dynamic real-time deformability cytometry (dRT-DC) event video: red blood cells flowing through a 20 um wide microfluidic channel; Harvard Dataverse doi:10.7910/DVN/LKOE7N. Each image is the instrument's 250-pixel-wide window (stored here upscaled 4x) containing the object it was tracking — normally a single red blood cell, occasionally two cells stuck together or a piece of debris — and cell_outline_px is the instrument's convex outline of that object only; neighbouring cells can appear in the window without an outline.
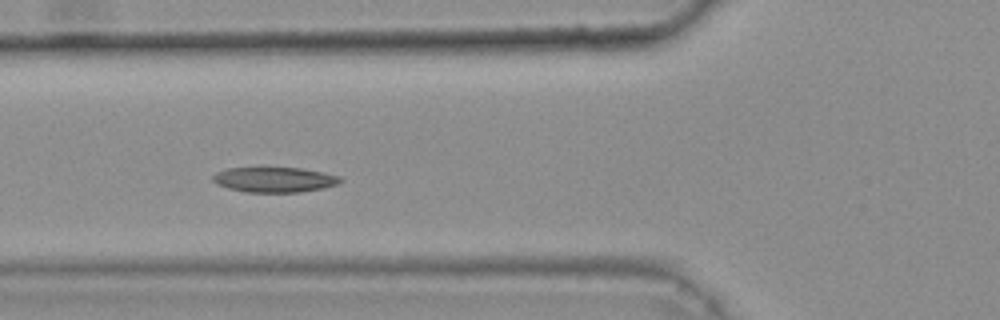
{"species": "common noctule bat (a hibernating species)", "species_latin": "Nyctalus noctula", "temperature_condition": "warm", "stored_images_in_passage": 44, "camera_frame_rate_fps": 3000, "um_per_image_px": 0.085, "animal": {"sex": "female", "body_mass_g": 25.1}, "frame": {"image": 1, "passage_image": 19, "time_ms": 6.0, "image_size_px": [1000, 320], "cell_outline_px": [[344, 180], [336, 184], [324, 188], [300, 192], [244, 192], [228, 188], [216, 184], [212, 180], [212, 176], [216, 172], [228, 168], [300, 168], [324, 172], [340, 176]], "centroid_in_image_um": [23.33, 15.27], "position_along_channel_um": 102.5, "area_um2": 18.73}, "authors_computed_cell_mechanics": {"area_um2": 18.9295, "velocity_mm_per_s": 3.7493, "shape_relaxation_time_tau1_ms": 6.5388, "shape_relaxation_time_tau2_ms": 6.909, "deformation_change_tau1": 0.1367, "deformation_change_tau2": 0.1291}}